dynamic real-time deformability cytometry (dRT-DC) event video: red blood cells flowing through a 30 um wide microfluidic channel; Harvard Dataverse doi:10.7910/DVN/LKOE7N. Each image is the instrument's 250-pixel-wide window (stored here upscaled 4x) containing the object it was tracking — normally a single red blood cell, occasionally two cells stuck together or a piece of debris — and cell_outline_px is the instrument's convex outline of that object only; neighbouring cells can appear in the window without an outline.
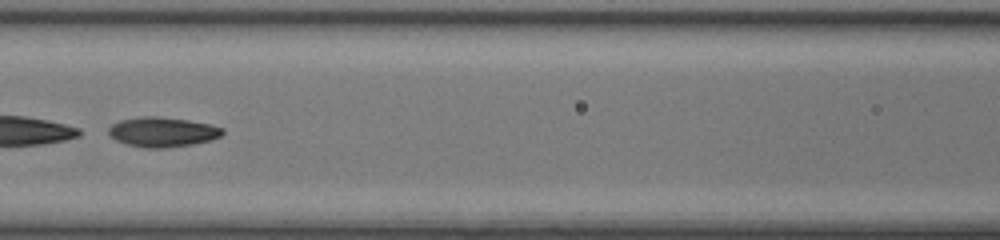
{"species": "common noctule bat (a hibernating species)", "species_latin": "Nyctalus noctula", "temperature_condition": "room temperature", "stored_images_in_passage": 37, "camera_frame_rate_fps": 3000, "um_per_image_px": 0.085, "animal": {"sex": "female", "body_mass_g": 17.0, "forearm_length_mm": 48.0}, "frame": {"image": 1, "passage_image": 11, "time_ms": 3.333, "image_size_px": [1000, 240], "cell_outline_px": [[224, 132], [220, 136], [208, 140], [192, 144], [164, 148], [144, 148], [124, 144], [108, 136], [108, 128], [112, 124], [120, 120], [140, 116], [156, 116], [188, 120], [208, 124], [224, 128]], "centroid_in_image_um": [13.74, 11.22], "position_along_channel_um": 152.9, "area_um2": 19.83}, "authors_computed_cell_mechanics": {"area_um2": 19.8832, "velocity_mm_per_s": 4.213, "shape_relaxation_time_tau1_ms": 1.2239, "shape_relaxation_time_tau2_ms": 2.508, "deformation_change_tau1": 0.3123, "deformation_change_tau2": 0.0787}}